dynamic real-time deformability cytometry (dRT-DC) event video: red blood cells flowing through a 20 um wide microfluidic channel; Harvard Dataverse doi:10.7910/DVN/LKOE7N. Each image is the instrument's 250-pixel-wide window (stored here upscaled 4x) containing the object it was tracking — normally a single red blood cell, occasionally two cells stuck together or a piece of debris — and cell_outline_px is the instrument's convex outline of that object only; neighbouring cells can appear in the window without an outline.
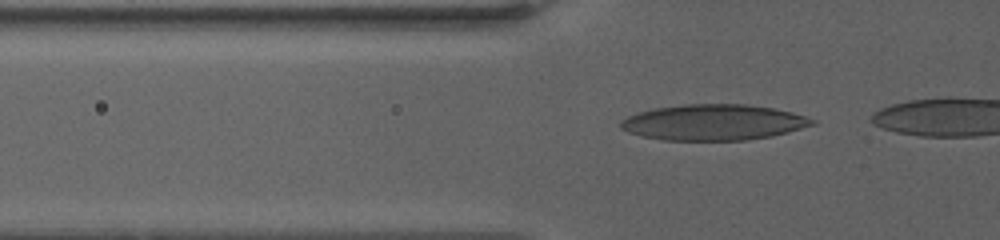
{"species": "human", "species_latin": "Homo sapiens", "temperature_condition": "warm", "stored_images_in_passage": 27, "camera_frame_rate_fps": 3000, "um_per_image_px": 0.085, "donor": {"sex": "female"}, "frame": {"image": 1, "passage_image": 3, "time_ms": 0.333, "image_size_px": [1000, 240], "cell_outline_px": [[816, 124], [788, 132], [772, 136], [744, 140], [664, 140], [640, 136], [628, 132], [620, 128], [620, 120], [628, 116], [640, 112], [656, 108], [684, 104], [744, 104], [772, 108], [792, 112], [816, 120]], "centroid_in_image_um": [60.64, 10.4], "position_along_channel_um": 65.2, "area_um2": 39.88}}
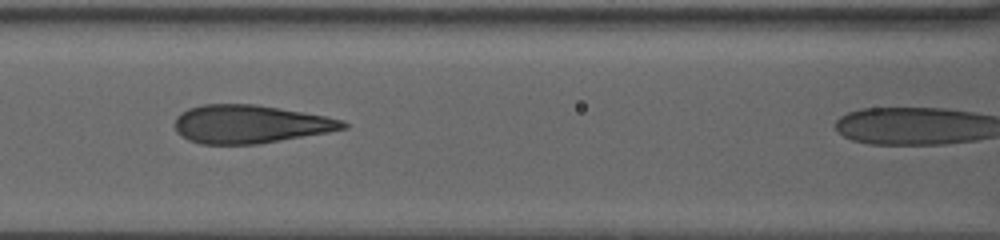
{"frame": {"image": 2, "passage_image": 19, "time_ms": 3.0, "image_size_px": [1000, 240], "cell_outline_px": [[348, 128], [328, 132], [260, 144], [200, 144], [188, 140], [180, 136], [176, 132], [176, 116], [180, 112], [188, 108], [204, 104], [256, 104], [324, 116], [340, 120], [348, 124]], "centroid_in_image_um": [21.21, 10.56], "position_along_channel_um": 145.4, "area_um2": 37.45}}
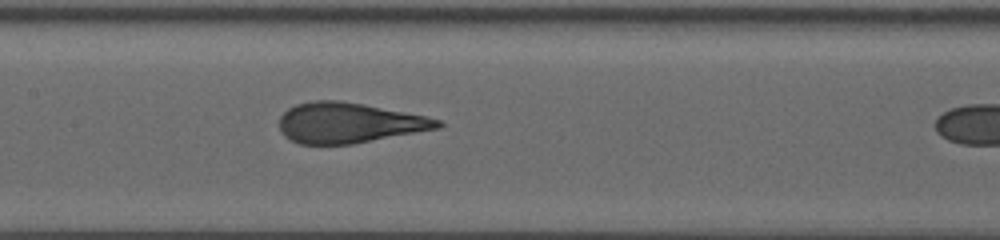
{"frame": {"image": 3, "passage_image": 25, "time_ms": 4.0, "image_size_px": [1000, 240], "cell_outline_px": [[444, 124], [440, 128], [352, 144], [300, 144], [284, 136], [280, 132], [280, 116], [288, 108], [296, 104], [316, 100], [340, 100], [364, 104], [424, 116], [440, 120]], "centroid_in_image_um": [29.63, 10.44], "position_along_channel_um": 177.8, "area_um2": 37.05}}